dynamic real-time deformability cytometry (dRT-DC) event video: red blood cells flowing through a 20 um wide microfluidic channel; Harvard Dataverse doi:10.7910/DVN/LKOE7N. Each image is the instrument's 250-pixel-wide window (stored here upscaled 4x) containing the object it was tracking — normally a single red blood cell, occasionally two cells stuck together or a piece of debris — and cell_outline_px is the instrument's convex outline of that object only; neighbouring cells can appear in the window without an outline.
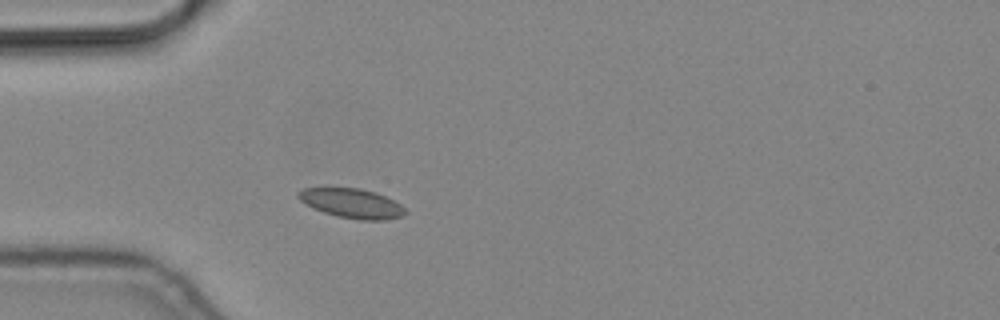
{"species": "common noctule bat (a hibernating species)", "species_latin": "Nyctalus noctula", "temperature_condition": "cold", "stored_images_in_passage": 4, "camera_frame_rate_fps": 3000, "um_per_image_px": 0.085, "animal": {"sex": "male", "body_mass_g": 19.2, "forearm_length_mm": 51.8}, "frame": {"image": 1, "passage_image": 4, "time_ms": 1.0, "image_size_px": [1000, 320], "cell_outline_px": [[408, 212], [400, 216], [384, 220], [360, 220], [336, 216], [312, 208], [304, 204], [296, 196], [296, 192], [304, 188], [360, 188], [376, 192], [400, 204]], "centroid_in_image_um": [29.86, 17.28], "position_along_channel_um": 55.1, "area_um2": 18.38}}